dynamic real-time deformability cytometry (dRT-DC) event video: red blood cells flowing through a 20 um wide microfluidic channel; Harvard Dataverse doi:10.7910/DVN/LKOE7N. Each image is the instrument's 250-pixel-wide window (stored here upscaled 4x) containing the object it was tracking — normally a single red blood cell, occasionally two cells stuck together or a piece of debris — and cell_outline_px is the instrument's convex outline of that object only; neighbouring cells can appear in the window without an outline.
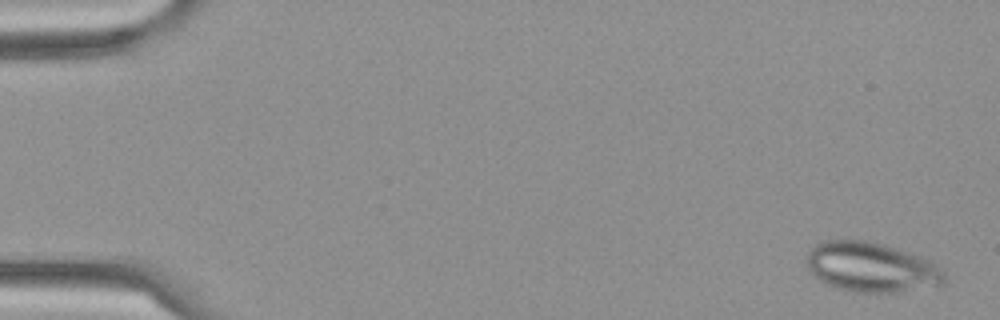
{"species": "Egyptian fruit bat (a non-hibernating species)", "species_latin": "Rousettus aegyptiacus", "temperature_condition": "cold", "stored_images_in_passage": 8, "camera_frame_rate_fps": 3000, "um_per_image_px": 0.085, "frame": {"image": 1, "passage_image": 1, "time_ms": 0.0, "image_size_px": [1000, 320], "cell_outline_px": [[948, 280], [944, 284], [896, 292], [852, 292], [836, 288], [820, 280], [812, 272], [808, 264], [808, 252], [816, 244], [828, 240], [864, 240], [892, 248], [924, 260], [932, 264], [944, 272]], "centroid_in_image_um": [74.02, 22.74], "position_along_channel_um": 11.0, "area_um2": 38.73}}